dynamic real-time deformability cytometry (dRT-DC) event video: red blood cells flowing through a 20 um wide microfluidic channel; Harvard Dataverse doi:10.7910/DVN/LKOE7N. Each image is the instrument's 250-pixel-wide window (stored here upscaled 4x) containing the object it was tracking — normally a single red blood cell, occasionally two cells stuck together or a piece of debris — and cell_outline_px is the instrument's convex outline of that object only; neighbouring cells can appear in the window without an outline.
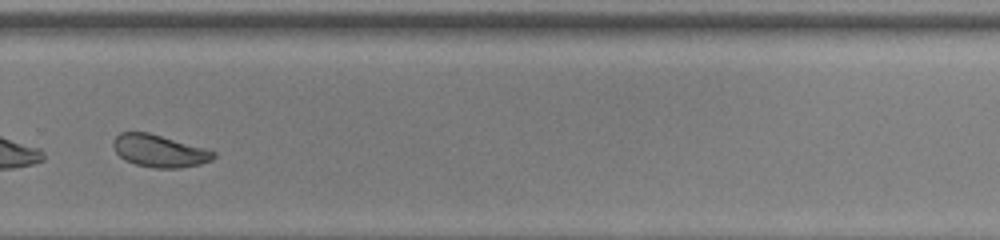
{"species": "common noctule bat (a hibernating species)", "species_latin": "Nyctalus noctula", "temperature_condition": "room temperature", "stored_images_in_passage": 34, "camera_frame_rate_fps": 3000, "um_per_image_px": 0.085, "animal": {"sex": "female", "body_mass_g": 22.0, "forearm_length_mm": 56.7}, "frame": {"image": 1, "passage_image": 25, "time_ms": 8.0, "image_size_px": [1000, 240], "cell_outline_px": [[216, 156], [212, 160], [200, 164], [180, 168], [152, 168], [136, 164], [124, 160], [116, 152], [112, 144], [112, 140], [120, 132], [148, 132], [204, 148], [216, 152]], "centroid_in_image_um": [13.53, 12.83], "position_along_channel_um": 316.3, "area_um2": 18.9}, "authors_computed_cell_mechanics": {"area_um2": 19.6809, "velocity_mm_per_s": 3.8589, "shape_relaxation_time_tau1_ms": 10.8418, "shape_relaxation_time_tau2_ms": 2.1601, "deformation_change_tau1": 0.2145, "deformation_change_tau2": 0.0699}}